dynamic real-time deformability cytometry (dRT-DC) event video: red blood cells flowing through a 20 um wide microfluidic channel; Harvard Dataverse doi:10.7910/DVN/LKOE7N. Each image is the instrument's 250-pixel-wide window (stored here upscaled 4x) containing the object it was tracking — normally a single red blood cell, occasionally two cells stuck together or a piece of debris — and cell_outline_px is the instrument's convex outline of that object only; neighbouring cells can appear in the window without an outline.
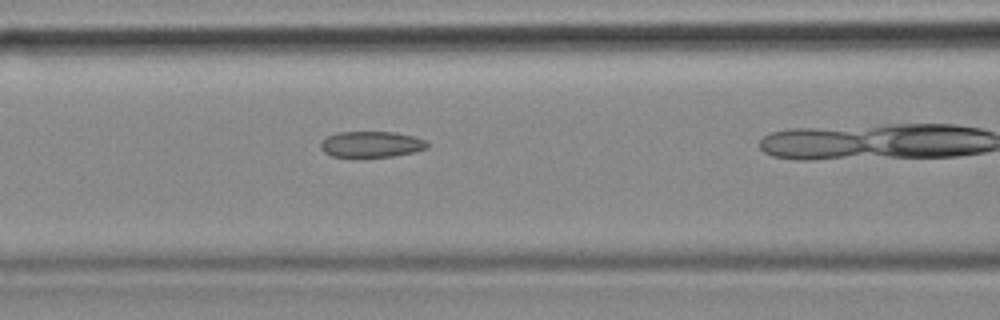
{"species": "common noctule bat (a hibernating species)", "species_latin": "Nyctalus noctula", "temperature_condition": "cold", "stored_images_in_passage": 29, "camera_frame_rate_fps": 3000, "um_per_image_px": 0.085, "animal": {"sex": "female", "body_mass_g": 18.4}, "frame": {"image": 1, "passage_image": 9, "time_ms": 2.667, "image_size_px": [1000, 320], "cell_outline_px": [[428, 148], [412, 152], [392, 156], [364, 160], [332, 156], [324, 152], [320, 148], [320, 140], [336, 132], [396, 132], [416, 136], [424, 140], [428, 144]], "centroid_in_image_um": [31.51, 12.3], "position_along_channel_um": 135.1, "area_um2": 16.94}}